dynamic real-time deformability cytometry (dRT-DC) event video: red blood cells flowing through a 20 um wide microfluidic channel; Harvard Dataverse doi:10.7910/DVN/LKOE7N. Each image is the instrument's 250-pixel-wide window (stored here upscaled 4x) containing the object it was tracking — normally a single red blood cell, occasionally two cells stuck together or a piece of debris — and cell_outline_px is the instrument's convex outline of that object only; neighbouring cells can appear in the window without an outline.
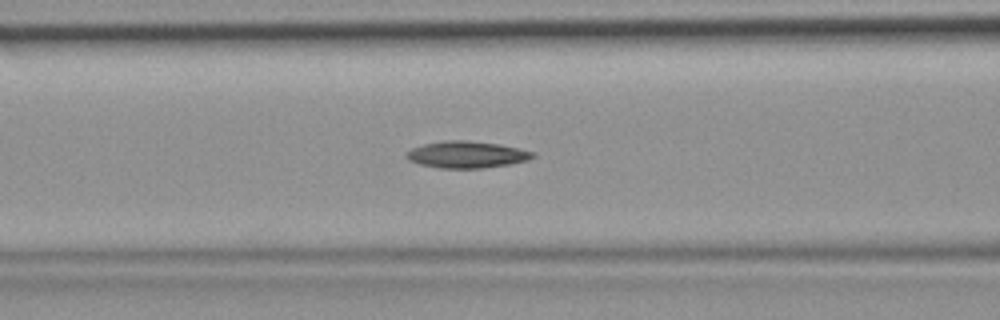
{"species": "common noctule bat (a hibernating species)", "species_latin": "Nyctalus noctula", "temperature_condition": "room temperature", "stored_images_in_passage": 43, "camera_frame_rate_fps": 3000, "um_per_image_px": 0.085, "animal": {"sex": "female", "body_mass_g": 19.9}, "frame": {"image": 1, "passage_image": 15, "time_ms": 4.667, "image_size_px": [1000, 320], "cell_outline_px": [[536, 156], [528, 160], [512, 164], [484, 168], [440, 168], [420, 164], [408, 160], [404, 156], [404, 152], [412, 148], [424, 144], [440, 140], [464, 140], [500, 144], [536, 152]], "centroid_in_image_um": [39.67, 13.14], "position_along_channel_um": 126.9, "area_um2": 20.0}}
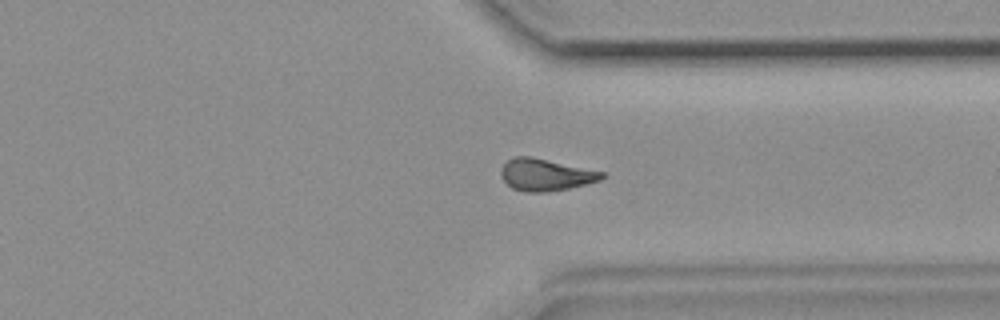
{"frame": {"image": 2, "passage_image": 31, "time_ms": 10.0, "image_size_px": [1000, 320], "cell_outline_px": [[604, 176], [600, 180], [568, 188], [544, 192], [524, 192], [512, 188], [500, 176], [500, 168], [512, 156], [528, 156], [604, 172]], "centroid_in_image_um": [46.31, 14.85], "position_along_channel_um": 365.1, "area_um2": 18.5}}
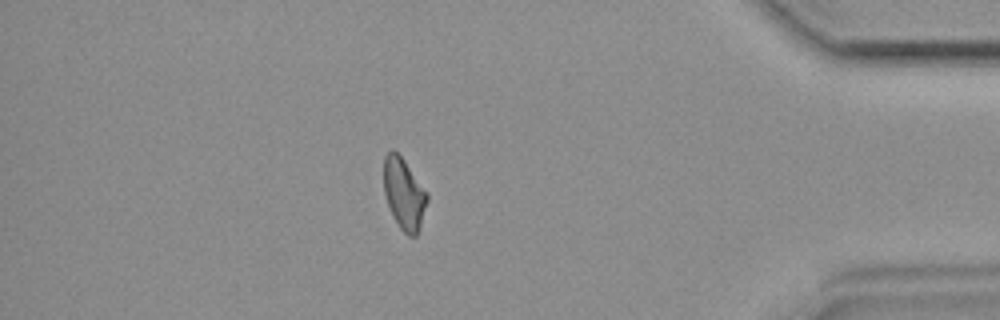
{"frame": {"image": 3, "passage_image": 36, "time_ms": 11.667, "image_size_px": [1000, 320], "cell_outline_px": [[428, 200], [416, 236], [408, 236], [400, 228], [388, 204], [384, 192], [384, 156], [392, 148], [404, 160], [428, 192]], "centroid_in_image_um": [34.35, 16.44], "position_along_channel_um": 400.9, "area_um2": 17.74}}